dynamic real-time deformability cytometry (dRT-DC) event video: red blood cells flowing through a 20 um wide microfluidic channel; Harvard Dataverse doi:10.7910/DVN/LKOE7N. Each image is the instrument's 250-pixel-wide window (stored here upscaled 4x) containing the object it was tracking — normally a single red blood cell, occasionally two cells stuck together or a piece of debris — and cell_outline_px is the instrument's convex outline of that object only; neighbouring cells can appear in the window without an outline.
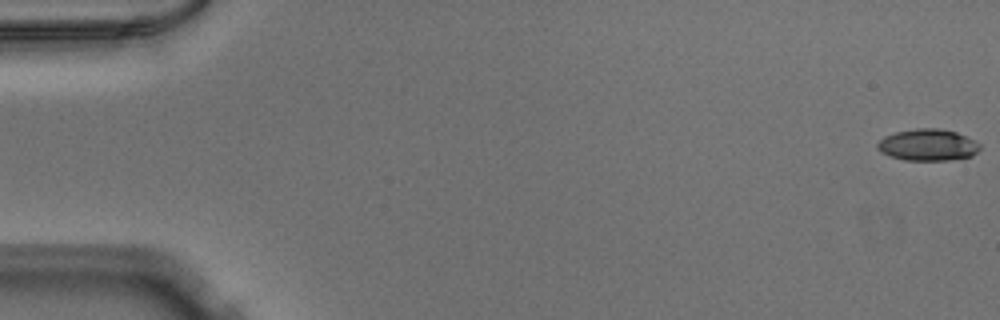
{"species": "Egyptian fruit bat (a non-hibernating species)", "species_latin": "Rousettus aegyptiacus", "temperature_condition": "warm", "stored_images_in_passage": 52, "camera_frame_rate_fps": 3000, "um_per_image_px": 0.085, "animal": {"sex": "male"}, "frame": {"image": 1, "passage_image": 1, "time_ms": 0.0, "image_size_px": [1000, 320], "cell_outline_px": [[980, 148], [972, 156], [948, 160], [904, 160], [888, 156], [880, 152], [876, 148], [876, 144], [884, 136], [896, 132], [916, 128], [940, 128], [956, 132], [976, 140], [980, 144]], "centroid_in_image_um": [78.85, 12.31], "position_along_channel_um": 6.2, "area_um2": 19.07}}
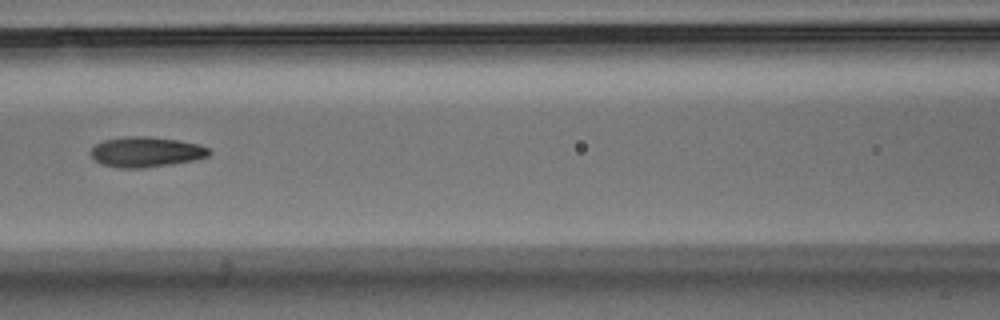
{"frame": {"image": 2, "passage_image": 24, "time_ms": 7.667, "image_size_px": [1000, 320], "cell_outline_px": [[212, 152], [208, 156], [192, 160], [172, 164], [144, 168], [116, 168], [104, 164], [96, 160], [88, 152], [96, 144], [104, 140], [128, 136], [148, 136], [180, 140], [200, 144], [208, 148]], "centroid_in_image_um": [12.42, 12.91], "position_along_channel_um": 154.2, "area_um2": 20.92}}
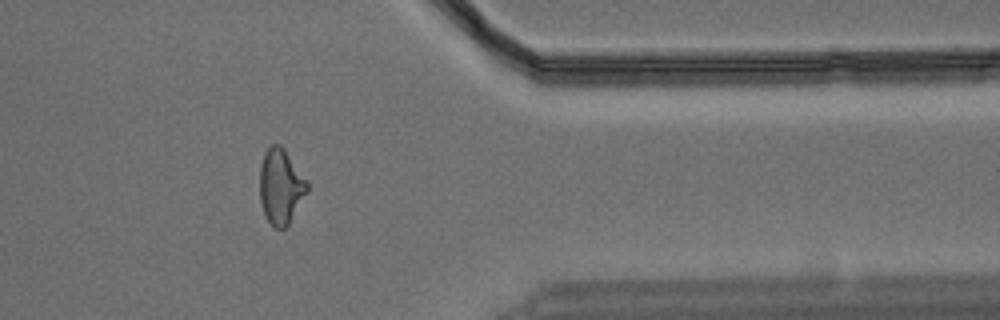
{"frame": {"image": 3, "passage_image": 43, "time_ms": 14.0, "image_size_px": [1000, 320], "cell_outline_px": [[308, 192], [288, 224], [284, 228], [276, 228], [264, 216], [260, 200], [260, 164], [264, 152], [272, 144], [280, 144], [284, 148], [308, 180]], "centroid_in_image_um": [23.87, 15.82], "position_along_channel_um": 387.5, "area_um2": 20.92}}